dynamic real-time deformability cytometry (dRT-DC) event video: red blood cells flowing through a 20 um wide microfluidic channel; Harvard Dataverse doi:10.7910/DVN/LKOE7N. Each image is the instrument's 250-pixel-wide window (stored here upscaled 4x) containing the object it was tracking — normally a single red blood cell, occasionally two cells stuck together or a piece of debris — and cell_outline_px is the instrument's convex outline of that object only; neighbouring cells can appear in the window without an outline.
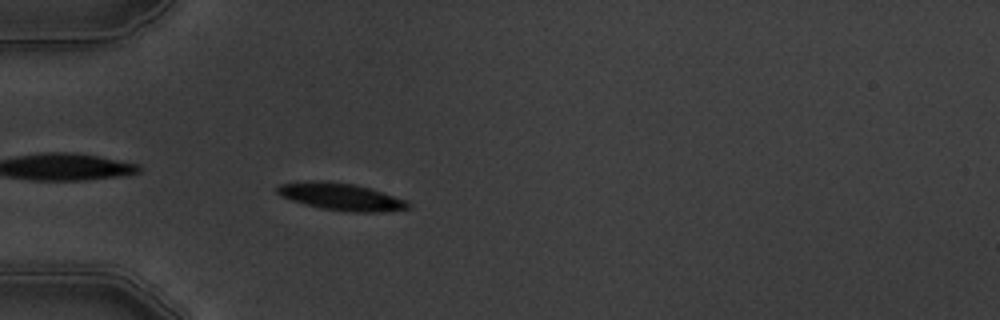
{"species": "common noctule bat (a hibernating species)", "species_latin": "Nyctalus noctula", "temperature_condition": "warm", "stored_images_in_passage": 5, "camera_frame_rate_fps": 3000, "um_per_image_px": 0.085, "animal": {"sex": "male", "body_mass_g": 19.5, "forearm_length_mm": 54.6}, "frame": {"image": 1, "passage_image": 5, "time_ms": 4.667, "image_size_px": [1000, 320], "cell_outline_px": [[412, 208], [380, 212], [352, 212], [320, 208], [304, 204], [280, 196], [276, 192], [276, 188], [280, 184], [320, 180], [352, 184], [368, 188], [408, 200], [412, 204]], "centroid_in_image_um": [29.02, 16.73], "position_along_channel_um": 56.0, "area_um2": 20.63}}